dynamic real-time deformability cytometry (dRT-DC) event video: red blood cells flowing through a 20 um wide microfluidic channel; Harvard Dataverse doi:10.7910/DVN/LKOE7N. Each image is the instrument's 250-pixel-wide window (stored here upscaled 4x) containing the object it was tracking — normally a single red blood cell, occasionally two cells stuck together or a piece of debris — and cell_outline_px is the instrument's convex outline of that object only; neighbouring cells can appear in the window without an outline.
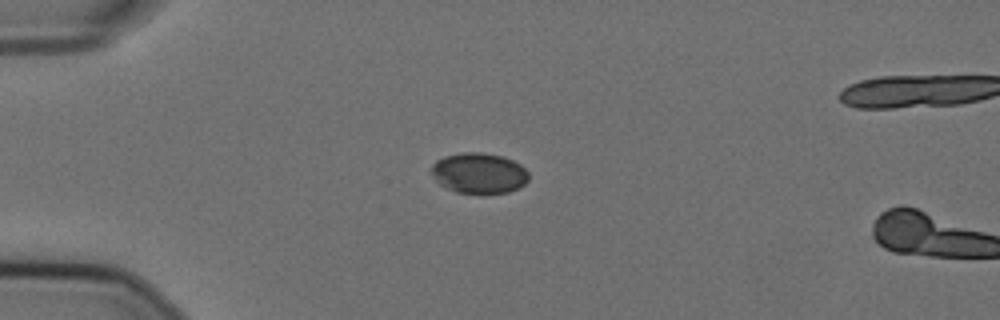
{"species": "Egyptian fruit bat (a non-hibernating species)", "species_latin": "Rousettus aegyptiacus", "temperature_condition": "cold", "stored_images_in_passage": 17, "camera_frame_rate_fps": 3000, "um_per_image_px": 0.085, "animal": {"sex": "female"}, "frame": {"image": 1, "passage_image": 15, "time_ms": 4.667, "image_size_px": [1000, 320], "cell_outline_px": [[528, 180], [520, 188], [508, 192], [456, 192], [440, 184], [436, 180], [432, 172], [432, 164], [436, 160], [444, 156], [464, 152], [480, 152], [500, 156], [512, 160], [520, 164], [528, 172]], "centroid_in_image_um": [40.72, 14.7], "position_along_channel_um": 44.3, "area_um2": 22.66}}